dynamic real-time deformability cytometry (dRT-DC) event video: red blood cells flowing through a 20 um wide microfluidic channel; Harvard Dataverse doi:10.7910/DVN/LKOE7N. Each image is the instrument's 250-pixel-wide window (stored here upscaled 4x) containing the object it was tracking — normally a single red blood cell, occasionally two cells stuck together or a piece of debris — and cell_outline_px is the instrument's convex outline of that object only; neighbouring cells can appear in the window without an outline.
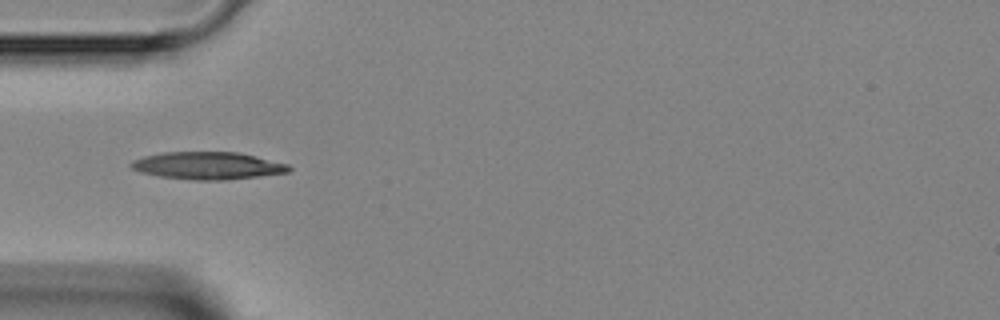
{"species": "Egyptian fruit bat (a non-hibernating species)", "species_latin": "Rousettus aegyptiacus", "temperature_condition": "room temperature", "stored_images_in_passage": 6, "camera_frame_rate_fps": 3000, "um_per_image_px": 0.085, "animal": {"sex": "female"}, "frame": {"image": 1, "passage_image": 4, "time_ms": 4.333, "image_size_px": [1000, 320], "cell_outline_px": [[292, 168], [288, 172], [228, 180], [196, 180], [160, 176], [140, 172], [132, 168], [128, 164], [132, 160], [144, 156], [164, 152], [236, 152], [256, 156], [288, 164]], "centroid_in_image_um": [17.64, 14.08], "position_along_channel_um": 67.4, "area_um2": 25.14}}
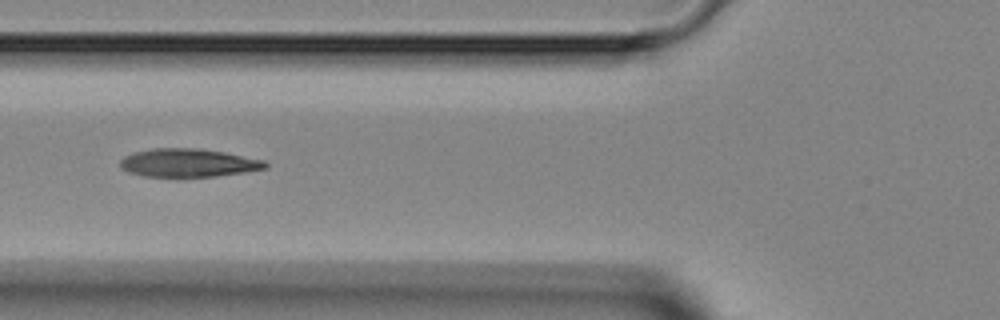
{"frame": {"image": 2, "passage_image": 5, "time_ms": 5.333, "image_size_px": [1000, 320], "cell_outline_px": [[268, 168], [244, 172], [216, 176], [144, 176], [128, 172], [120, 168], [120, 160], [124, 156], [136, 152], [152, 148], [196, 148], [224, 152], [264, 160], [268, 164]], "centroid_in_image_um": [16.0, 13.84], "position_along_channel_um": 109.8, "area_um2": 23.76}}
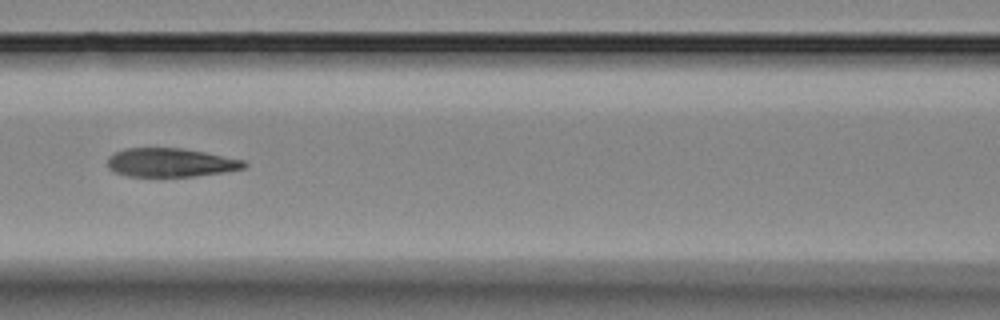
{"frame": {"image": 3, "passage_image": 6, "time_ms": 6.333, "image_size_px": [1000, 320], "cell_outline_px": [[248, 164], [244, 168], [224, 172], [192, 176], [128, 176], [116, 172], [108, 168], [108, 156], [124, 148], [184, 148], [244, 160]], "centroid_in_image_um": [14.49, 13.81], "position_along_channel_um": 152.1, "area_um2": 22.72}}